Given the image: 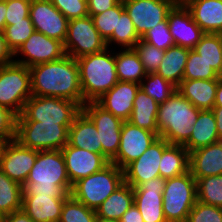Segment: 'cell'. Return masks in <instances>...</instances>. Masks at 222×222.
Segmentation results:
<instances>
[{"instance_id":"obj_1","label":"cell","mask_w":222,"mask_h":222,"mask_svg":"<svg viewBox=\"0 0 222 222\" xmlns=\"http://www.w3.org/2000/svg\"><path fill=\"white\" fill-rule=\"evenodd\" d=\"M29 70L32 95L58 97L75 101L81 107L84 105L75 58L66 54L58 60L30 67Z\"/></svg>"},{"instance_id":"obj_2","label":"cell","mask_w":222,"mask_h":222,"mask_svg":"<svg viewBox=\"0 0 222 222\" xmlns=\"http://www.w3.org/2000/svg\"><path fill=\"white\" fill-rule=\"evenodd\" d=\"M72 190L61 150L38 151L26 182L23 196L68 198Z\"/></svg>"},{"instance_id":"obj_3","label":"cell","mask_w":222,"mask_h":222,"mask_svg":"<svg viewBox=\"0 0 222 222\" xmlns=\"http://www.w3.org/2000/svg\"><path fill=\"white\" fill-rule=\"evenodd\" d=\"M200 111L175 91L168 100L159 104L157 113L159 137L164 138L169 144L184 146L190 138Z\"/></svg>"},{"instance_id":"obj_4","label":"cell","mask_w":222,"mask_h":222,"mask_svg":"<svg viewBox=\"0 0 222 222\" xmlns=\"http://www.w3.org/2000/svg\"><path fill=\"white\" fill-rule=\"evenodd\" d=\"M112 49L107 47L99 53L76 59L84 104L95 102L119 81L116 71L115 50Z\"/></svg>"},{"instance_id":"obj_5","label":"cell","mask_w":222,"mask_h":222,"mask_svg":"<svg viewBox=\"0 0 222 222\" xmlns=\"http://www.w3.org/2000/svg\"><path fill=\"white\" fill-rule=\"evenodd\" d=\"M123 183L124 170L110 162L102 170L75 182L70 195L96 211L100 204Z\"/></svg>"},{"instance_id":"obj_6","label":"cell","mask_w":222,"mask_h":222,"mask_svg":"<svg viewBox=\"0 0 222 222\" xmlns=\"http://www.w3.org/2000/svg\"><path fill=\"white\" fill-rule=\"evenodd\" d=\"M162 196L167 222H186L197 202V183L191 172L166 179Z\"/></svg>"},{"instance_id":"obj_7","label":"cell","mask_w":222,"mask_h":222,"mask_svg":"<svg viewBox=\"0 0 222 222\" xmlns=\"http://www.w3.org/2000/svg\"><path fill=\"white\" fill-rule=\"evenodd\" d=\"M72 123L16 121L15 140L37 151L61 150L68 144V129Z\"/></svg>"},{"instance_id":"obj_8","label":"cell","mask_w":222,"mask_h":222,"mask_svg":"<svg viewBox=\"0 0 222 222\" xmlns=\"http://www.w3.org/2000/svg\"><path fill=\"white\" fill-rule=\"evenodd\" d=\"M31 96L29 67L16 62L0 66V106L19 116Z\"/></svg>"},{"instance_id":"obj_9","label":"cell","mask_w":222,"mask_h":222,"mask_svg":"<svg viewBox=\"0 0 222 222\" xmlns=\"http://www.w3.org/2000/svg\"><path fill=\"white\" fill-rule=\"evenodd\" d=\"M81 106L68 99L34 96L26 102L17 121H39L43 123H73Z\"/></svg>"},{"instance_id":"obj_10","label":"cell","mask_w":222,"mask_h":222,"mask_svg":"<svg viewBox=\"0 0 222 222\" xmlns=\"http://www.w3.org/2000/svg\"><path fill=\"white\" fill-rule=\"evenodd\" d=\"M107 48L106 40L94 26L91 16L68 21L64 49L68 56L75 59L99 53Z\"/></svg>"},{"instance_id":"obj_11","label":"cell","mask_w":222,"mask_h":222,"mask_svg":"<svg viewBox=\"0 0 222 222\" xmlns=\"http://www.w3.org/2000/svg\"><path fill=\"white\" fill-rule=\"evenodd\" d=\"M81 110L92 120L102 145V155L111 162L117 155L124 121L106 111L96 102H86Z\"/></svg>"},{"instance_id":"obj_12","label":"cell","mask_w":222,"mask_h":222,"mask_svg":"<svg viewBox=\"0 0 222 222\" xmlns=\"http://www.w3.org/2000/svg\"><path fill=\"white\" fill-rule=\"evenodd\" d=\"M124 10L131 18L135 31L140 38L156 26L167 20L171 9L179 0H123Z\"/></svg>"},{"instance_id":"obj_13","label":"cell","mask_w":222,"mask_h":222,"mask_svg":"<svg viewBox=\"0 0 222 222\" xmlns=\"http://www.w3.org/2000/svg\"><path fill=\"white\" fill-rule=\"evenodd\" d=\"M19 55L23 59H15L14 62L30 68L38 64L58 60L64 57L66 52L63 42L34 31L14 53V57Z\"/></svg>"},{"instance_id":"obj_14","label":"cell","mask_w":222,"mask_h":222,"mask_svg":"<svg viewBox=\"0 0 222 222\" xmlns=\"http://www.w3.org/2000/svg\"><path fill=\"white\" fill-rule=\"evenodd\" d=\"M159 137L158 134L139 128L129 121H124L121 128L120 145L116 157L111 163L124 170L139 158Z\"/></svg>"},{"instance_id":"obj_15","label":"cell","mask_w":222,"mask_h":222,"mask_svg":"<svg viewBox=\"0 0 222 222\" xmlns=\"http://www.w3.org/2000/svg\"><path fill=\"white\" fill-rule=\"evenodd\" d=\"M38 151L22 146L15 139L5 142L0 154V169L21 186L26 182Z\"/></svg>"},{"instance_id":"obj_16","label":"cell","mask_w":222,"mask_h":222,"mask_svg":"<svg viewBox=\"0 0 222 222\" xmlns=\"http://www.w3.org/2000/svg\"><path fill=\"white\" fill-rule=\"evenodd\" d=\"M168 145L164 138L158 137L139 158L124 169V182L135 188L160 177L159 164L163 150Z\"/></svg>"},{"instance_id":"obj_17","label":"cell","mask_w":222,"mask_h":222,"mask_svg":"<svg viewBox=\"0 0 222 222\" xmlns=\"http://www.w3.org/2000/svg\"><path fill=\"white\" fill-rule=\"evenodd\" d=\"M29 16L35 31L65 42L69 20L51 1H31Z\"/></svg>"},{"instance_id":"obj_18","label":"cell","mask_w":222,"mask_h":222,"mask_svg":"<svg viewBox=\"0 0 222 222\" xmlns=\"http://www.w3.org/2000/svg\"><path fill=\"white\" fill-rule=\"evenodd\" d=\"M164 184L162 177H156L133 188L134 204L144 222H167L163 212Z\"/></svg>"},{"instance_id":"obj_19","label":"cell","mask_w":222,"mask_h":222,"mask_svg":"<svg viewBox=\"0 0 222 222\" xmlns=\"http://www.w3.org/2000/svg\"><path fill=\"white\" fill-rule=\"evenodd\" d=\"M61 151L71 185L102 170L110 163L102 154L68 144Z\"/></svg>"},{"instance_id":"obj_20","label":"cell","mask_w":222,"mask_h":222,"mask_svg":"<svg viewBox=\"0 0 222 222\" xmlns=\"http://www.w3.org/2000/svg\"><path fill=\"white\" fill-rule=\"evenodd\" d=\"M167 21L169 31L177 46L193 49L205 34L181 1L171 9Z\"/></svg>"},{"instance_id":"obj_21","label":"cell","mask_w":222,"mask_h":222,"mask_svg":"<svg viewBox=\"0 0 222 222\" xmlns=\"http://www.w3.org/2000/svg\"><path fill=\"white\" fill-rule=\"evenodd\" d=\"M139 89L140 84L118 81L95 102L122 121H128Z\"/></svg>"},{"instance_id":"obj_22","label":"cell","mask_w":222,"mask_h":222,"mask_svg":"<svg viewBox=\"0 0 222 222\" xmlns=\"http://www.w3.org/2000/svg\"><path fill=\"white\" fill-rule=\"evenodd\" d=\"M204 33L222 34V0H181Z\"/></svg>"},{"instance_id":"obj_23","label":"cell","mask_w":222,"mask_h":222,"mask_svg":"<svg viewBox=\"0 0 222 222\" xmlns=\"http://www.w3.org/2000/svg\"><path fill=\"white\" fill-rule=\"evenodd\" d=\"M189 171L198 178L222 174V149L217 144L189 152Z\"/></svg>"},{"instance_id":"obj_24","label":"cell","mask_w":222,"mask_h":222,"mask_svg":"<svg viewBox=\"0 0 222 222\" xmlns=\"http://www.w3.org/2000/svg\"><path fill=\"white\" fill-rule=\"evenodd\" d=\"M68 145L102 154V145L96 127L82 110L68 129Z\"/></svg>"},{"instance_id":"obj_25","label":"cell","mask_w":222,"mask_h":222,"mask_svg":"<svg viewBox=\"0 0 222 222\" xmlns=\"http://www.w3.org/2000/svg\"><path fill=\"white\" fill-rule=\"evenodd\" d=\"M218 79L182 80L177 91L197 109L212 110L215 105Z\"/></svg>"},{"instance_id":"obj_26","label":"cell","mask_w":222,"mask_h":222,"mask_svg":"<svg viewBox=\"0 0 222 222\" xmlns=\"http://www.w3.org/2000/svg\"><path fill=\"white\" fill-rule=\"evenodd\" d=\"M67 198L23 196L22 209L34 222H59Z\"/></svg>"},{"instance_id":"obj_27","label":"cell","mask_w":222,"mask_h":222,"mask_svg":"<svg viewBox=\"0 0 222 222\" xmlns=\"http://www.w3.org/2000/svg\"><path fill=\"white\" fill-rule=\"evenodd\" d=\"M216 120L212 110H201L188 142L184 147L188 152L216 143L218 139Z\"/></svg>"},{"instance_id":"obj_28","label":"cell","mask_w":222,"mask_h":222,"mask_svg":"<svg viewBox=\"0 0 222 222\" xmlns=\"http://www.w3.org/2000/svg\"><path fill=\"white\" fill-rule=\"evenodd\" d=\"M133 204V187L124 182L100 204L96 209V215L104 219L119 221Z\"/></svg>"},{"instance_id":"obj_29","label":"cell","mask_w":222,"mask_h":222,"mask_svg":"<svg viewBox=\"0 0 222 222\" xmlns=\"http://www.w3.org/2000/svg\"><path fill=\"white\" fill-rule=\"evenodd\" d=\"M159 104L141 88L136 94L128 121L133 125L158 134L157 113Z\"/></svg>"},{"instance_id":"obj_30","label":"cell","mask_w":222,"mask_h":222,"mask_svg":"<svg viewBox=\"0 0 222 222\" xmlns=\"http://www.w3.org/2000/svg\"><path fill=\"white\" fill-rule=\"evenodd\" d=\"M189 49L181 46H171L165 54L156 71L165 80L178 87L183 80V73L187 62Z\"/></svg>"},{"instance_id":"obj_31","label":"cell","mask_w":222,"mask_h":222,"mask_svg":"<svg viewBox=\"0 0 222 222\" xmlns=\"http://www.w3.org/2000/svg\"><path fill=\"white\" fill-rule=\"evenodd\" d=\"M189 170V152L181 145L169 144L159 164L160 177L164 180L179 176Z\"/></svg>"},{"instance_id":"obj_32","label":"cell","mask_w":222,"mask_h":222,"mask_svg":"<svg viewBox=\"0 0 222 222\" xmlns=\"http://www.w3.org/2000/svg\"><path fill=\"white\" fill-rule=\"evenodd\" d=\"M115 63L119 81L140 84L147 75L134 49L120 48V51L115 52Z\"/></svg>"},{"instance_id":"obj_33","label":"cell","mask_w":222,"mask_h":222,"mask_svg":"<svg viewBox=\"0 0 222 222\" xmlns=\"http://www.w3.org/2000/svg\"><path fill=\"white\" fill-rule=\"evenodd\" d=\"M22 186L10 179L0 169V214H10L22 209Z\"/></svg>"},{"instance_id":"obj_34","label":"cell","mask_w":222,"mask_h":222,"mask_svg":"<svg viewBox=\"0 0 222 222\" xmlns=\"http://www.w3.org/2000/svg\"><path fill=\"white\" fill-rule=\"evenodd\" d=\"M193 50L219 73L222 62V34L205 33Z\"/></svg>"},{"instance_id":"obj_35","label":"cell","mask_w":222,"mask_h":222,"mask_svg":"<svg viewBox=\"0 0 222 222\" xmlns=\"http://www.w3.org/2000/svg\"><path fill=\"white\" fill-rule=\"evenodd\" d=\"M140 39L131 18L124 11L118 18L117 32L112 33L106 44L108 48L113 43L117 44L118 48L121 46L122 49H133Z\"/></svg>"},{"instance_id":"obj_36","label":"cell","mask_w":222,"mask_h":222,"mask_svg":"<svg viewBox=\"0 0 222 222\" xmlns=\"http://www.w3.org/2000/svg\"><path fill=\"white\" fill-rule=\"evenodd\" d=\"M197 201L222 208V174L198 178Z\"/></svg>"},{"instance_id":"obj_37","label":"cell","mask_w":222,"mask_h":222,"mask_svg":"<svg viewBox=\"0 0 222 222\" xmlns=\"http://www.w3.org/2000/svg\"><path fill=\"white\" fill-rule=\"evenodd\" d=\"M140 88L158 104L164 103L177 91V87L157 72L149 73L140 83Z\"/></svg>"},{"instance_id":"obj_38","label":"cell","mask_w":222,"mask_h":222,"mask_svg":"<svg viewBox=\"0 0 222 222\" xmlns=\"http://www.w3.org/2000/svg\"><path fill=\"white\" fill-rule=\"evenodd\" d=\"M219 79L218 73L193 49H189L183 80Z\"/></svg>"},{"instance_id":"obj_39","label":"cell","mask_w":222,"mask_h":222,"mask_svg":"<svg viewBox=\"0 0 222 222\" xmlns=\"http://www.w3.org/2000/svg\"><path fill=\"white\" fill-rule=\"evenodd\" d=\"M34 31V25L30 16L24 18L23 21L12 22V25L5 26L3 32L4 37L13 54L33 34Z\"/></svg>"},{"instance_id":"obj_40","label":"cell","mask_w":222,"mask_h":222,"mask_svg":"<svg viewBox=\"0 0 222 222\" xmlns=\"http://www.w3.org/2000/svg\"><path fill=\"white\" fill-rule=\"evenodd\" d=\"M96 216L95 210L70 195L63 203L59 222H95Z\"/></svg>"},{"instance_id":"obj_41","label":"cell","mask_w":222,"mask_h":222,"mask_svg":"<svg viewBox=\"0 0 222 222\" xmlns=\"http://www.w3.org/2000/svg\"><path fill=\"white\" fill-rule=\"evenodd\" d=\"M124 11L123 2L119 1L114 7L91 16L94 26L105 40H107L113 32H117L118 18Z\"/></svg>"},{"instance_id":"obj_42","label":"cell","mask_w":222,"mask_h":222,"mask_svg":"<svg viewBox=\"0 0 222 222\" xmlns=\"http://www.w3.org/2000/svg\"><path fill=\"white\" fill-rule=\"evenodd\" d=\"M133 49L136 51L147 74L155 73L158 70L161 61L163 60L165 50H160L141 39L136 43Z\"/></svg>"},{"instance_id":"obj_43","label":"cell","mask_w":222,"mask_h":222,"mask_svg":"<svg viewBox=\"0 0 222 222\" xmlns=\"http://www.w3.org/2000/svg\"><path fill=\"white\" fill-rule=\"evenodd\" d=\"M141 40L160 50H167L169 47L175 45L174 39L169 31L167 20L152 27V29L144 34Z\"/></svg>"},{"instance_id":"obj_44","label":"cell","mask_w":222,"mask_h":222,"mask_svg":"<svg viewBox=\"0 0 222 222\" xmlns=\"http://www.w3.org/2000/svg\"><path fill=\"white\" fill-rule=\"evenodd\" d=\"M186 222H222V208L197 201Z\"/></svg>"},{"instance_id":"obj_45","label":"cell","mask_w":222,"mask_h":222,"mask_svg":"<svg viewBox=\"0 0 222 222\" xmlns=\"http://www.w3.org/2000/svg\"><path fill=\"white\" fill-rule=\"evenodd\" d=\"M51 2L68 20L88 16L87 0H51Z\"/></svg>"},{"instance_id":"obj_46","label":"cell","mask_w":222,"mask_h":222,"mask_svg":"<svg viewBox=\"0 0 222 222\" xmlns=\"http://www.w3.org/2000/svg\"><path fill=\"white\" fill-rule=\"evenodd\" d=\"M31 0H7L6 1V25L12 22L23 21L29 16Z\"/></svg>"},{"instance_id":"obj_47","label":"cell","mask_w":222,"mask_h":222,"mask_svg":"<svg viewBox=\"0 0 222 222\" xmlns=\"http://www.w3.org/2000/svg\"><path fill=\"white\" fill-rule=\"evenodd\" d=\"M17 115L0 106V138L4 142L15 139Z\"/></svg>"},{"instance_id":"obj_48","label":"cell","mask_w":222,"mask_h":222,"mask_svg":"<svg viewBox=\"0 0 222 222\" xmlns=\"http://www.w3.org/2000/svg\"><path fill=\"white\" fill-rule=\"evenodd\" d=\"M120 0H87L88 16H93L114 7Z\"/></svg>"},{"instance_id":"obj_49","label":"cell","mask_w":222,"mask_h":222,"mask_svg":"<svg viewBox=\"0 0 222 222\" xmlns=\"http://www.w3.org/2000/svg\"><path fill=\"white\" fill-rule=\"evenodd\" d=\"M14 54L9 49L4 33L0 32V66L10 64L14 62Z\"/></svg>"},{"instance_id":"obj_50","label":"cell","mask_w":222,"mask_h":222,"mask_svg":"<svg viewBox=\"0 0 222 222\" xmlns=\"http://www.w3.org/2000/svg\"><path fill=\"white\" fill-rule=\"evenodd\" d=\"M1 222H34L23 209L2 216Z\"/></svg>"},{"instance_id":"obj_51","label":"cell","mask_w":222,"mask_h":222,"mask_svg":"<svg viewBox=\"0 0 222 222\" xmlns=\"http://www.w3.org/2000/svg\"><path fill=\"white\" fill-rule=\"evenodd\" d=\"M117 222H144L135 204H133Z\"/></svg>"},{"instance_id":"obj_52","label":"cell","mask_w":222,"mask_h":222,"mask_svg":"<svg viewBox=\"0 0 222 222\" xmlns=\"http://www.w3.org/2000/svg\"><path fill=\"white\" fill-rule=\"evenodd\" d=\"M212 111L216 120L218 137H222V107H213Z\"/></svg>"},{"instance_id":"obj_53","label":"cell","mask_w":222,"mask_h":222,"mask_svg":"<svg viewBox=\"0 0 222 222\" xmlns=\"http://www.w3.org/2000/svg\"><path fill=\"white\" fill-rule=\"evenodd\" d=\"M6 1H0V32H4L6 26Z\"/></svg>"},{"instance_id":"obj_54","label":"cell","mask_w":222,"mask_h":222,"mask_svg":"<svg viewBox=\"0 0 222 222\" xmlns=\"http://www.w3.org/2000/svg\"><path fill=\"white\" fill-rule=\"evenodd\" d=\"M214 107H222V79H220V78L218 79Z\"/></svg>"},{"instance_id":"obj_55","label":"cell","mask_w":222,"mask_h":222,"mask_svg":"<svg viewBox=\"0 0 222 222\" xmlns=\"http://www.w3.org/2000/svg\"><path fill=\"white\" fill-rule=\"evenodd\" d=\"M95 222H117L115 220L104 219L99 216H96Z\"/></svg>"},{"instance_id":"obj_56","label":"cell","mask_w":222,"mask_h":222,"mask_svg":"<svg viewBox=\"0 0 222 222\" xmlns=\"http://www.w3.org/2000/svg\"><path fill=\"white\" fill-rule=\"evenodd\" d=\"M216 143L221 147L222 149V137H219L216 141Z\"/></svg>"},{"instance_id":"obj_57","label":"cell","mask_w":222,"mask_h":222,"mask_svg":"<svg viewBox=\"0 0 222 222\" xmlns=\"http://www.w3.org/2000/svg\"><path fill=\"white\" fill-rule=\"evenodd\" d=\"M218 76H219L220 79H222V62H221V66H220Z\"/></svg>"},{"instance_id":"obj_58","label":"cell","mask_w":222,"mask_h":222,"mask_svg":"<svg viewBox=\"0 0 222 222\" xmlns=\"http://www.w3.org/2000/svg\"><path fill=\"white\" fill-rule=\"evenodd\" d=\"M4 143L5 142L0 138V154H1Z\"/></svg>"},{"instance_id":"obj_59","label":"cell","mask_w":222,"mask_h":222,"mask_svg":"<svg viewBox=\"0 0 222 222\" xmlns=\"http://www.w3.org/2000/svg\"><path fill=\"white\" fill-rule=\"evenodd\" d=\"M31 1H51V0H31Z\"/></svg>"}]
</instances>
